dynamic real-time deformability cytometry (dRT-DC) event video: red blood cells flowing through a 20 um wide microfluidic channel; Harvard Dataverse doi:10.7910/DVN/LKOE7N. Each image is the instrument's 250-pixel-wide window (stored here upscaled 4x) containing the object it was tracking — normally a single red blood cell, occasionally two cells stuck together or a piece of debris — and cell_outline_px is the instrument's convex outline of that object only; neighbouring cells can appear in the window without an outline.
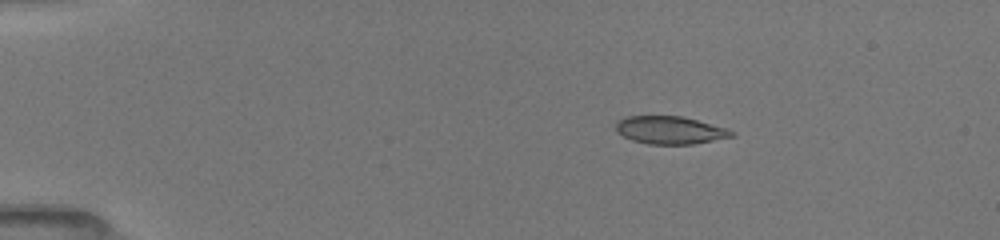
{"species": "common noctule bat (a hibernating species)", "species_latin": "Nyctalus noctula", "temperature_condition": "room temperature", "stored_images_in_passage": 6, "camera_frame_rate_fps": 3000, "um_per_image_px": 0.085, "animal": {"sex": "female", "body_mass_g": 19.5, "forearm_length_mm": 54.1}, "frame": {"image": 1, "passage_image": 2, "time_ms": 1.333, "image_size_px": [1000, 240], "cell_outline_px": [[736, 136], [692, 144], [648, 144], [632, 140], [616, 132], [616, 124], [620, 120], [628, 116], [684, 116], [728, 128], [736, 132]], "centroid_in_image_um": [57.01, 11.06], "position_along_channel_um": 28.0, "area_um2": 18.84}}
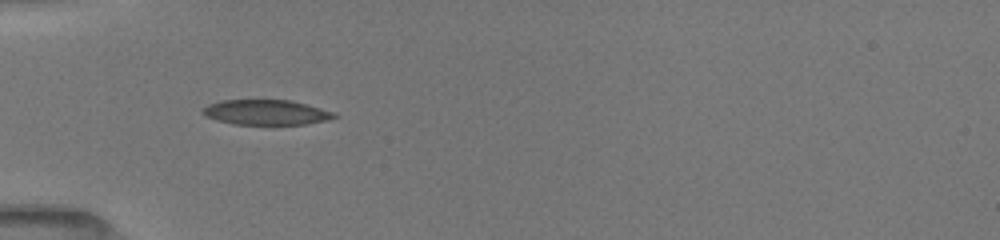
{"frame": {"image": 2, "passage_image": 5, "time_ms": 4.0, "image_size_px": [1000, 240], "cell_outline_px": [[340, 116], [328, 120], [308, 124], [232, 124], [216, 120], [204, 116], [200, 112], [208, 104], [220, 100], [288, 100], [336, 112]], "centroid_in_image_um": [22.61, 9.55], "position_along_channel_um": 62.4, "area_um2": 19.31}}
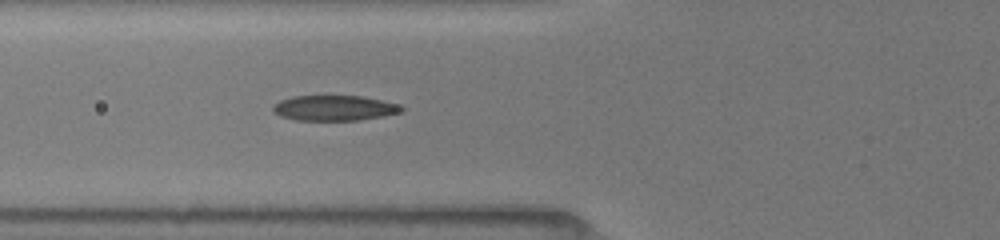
{"frame": {"image": 3, "passage_image": 6, "time_ms": 5.0, "image_size_px": [1000, 240], "cell_outline_px": [[404, 112], [384, 116], [360, 120], [296, 120], [280, 116], [272, 112], [272, 104], [280, 100], [292, 96], [360, 96], [400, 104], [404, 108]], "centroid_in_image_um": [28.41, 9.18], "position_along_channel_um": 97.4, "area_um2": 19.13}}